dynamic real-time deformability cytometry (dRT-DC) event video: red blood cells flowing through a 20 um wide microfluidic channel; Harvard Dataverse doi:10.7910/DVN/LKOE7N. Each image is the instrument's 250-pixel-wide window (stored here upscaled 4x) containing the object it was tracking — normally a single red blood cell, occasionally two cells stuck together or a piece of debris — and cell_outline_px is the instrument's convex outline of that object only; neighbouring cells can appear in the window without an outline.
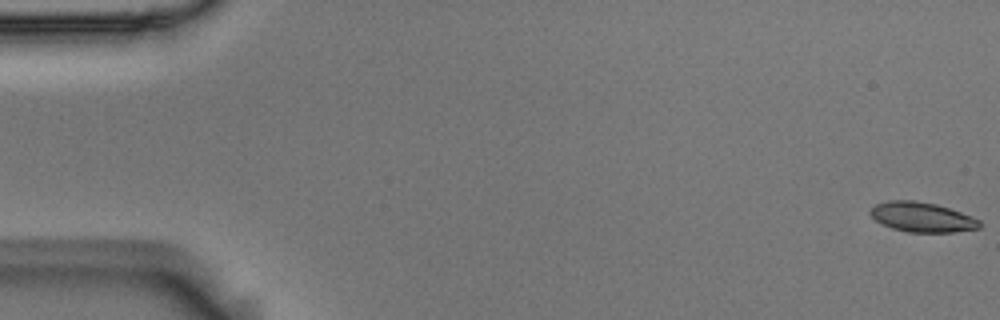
{"species": "Egyptian fruit bat (a non-hibernating species)", "species_latin": "Rousettus aegyptiacus", "temperature_condition": "room temperature", "stored_images_in_passage": 55, "camera_frame_rate_fps": 3000, "um_per_image_px": 0.085, "animal": {"sex": "male"}, "frame": {"image": 1, "passage_image": 1, "time_ms": 0.0, "image_size_px": [1000, 320], "cell_outline_px": [[980, 228], [952, 232], [908, 232], [892, 228], [876, 220], [868, 212], [876, 204], [888, 200], [916, 200], [936, 204], [972, 216], [980, 220]], "centroid_in_image_um": [78.37, 18.45], "position_along_channel_um": 6.6, "area_um2": 18.84}}
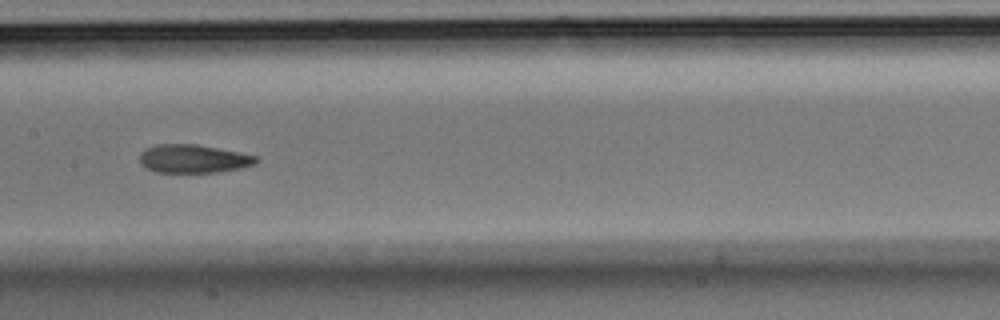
{"frame": {"image": 2, "passage_image": 28, "time_ms": 9.0, "image_size_px": [1000, 320], "cell_outline_px": [[260, 160], [256, 164], [244, 168], [216, 172], [156, 172], [140, 164], [140, 152], [156, 144], [196, 144], [256, 156]], "centroid_in_image_um": [16.45, 13.5], "position_along_channel_um": 190.9, "area_um2": 19.13}}
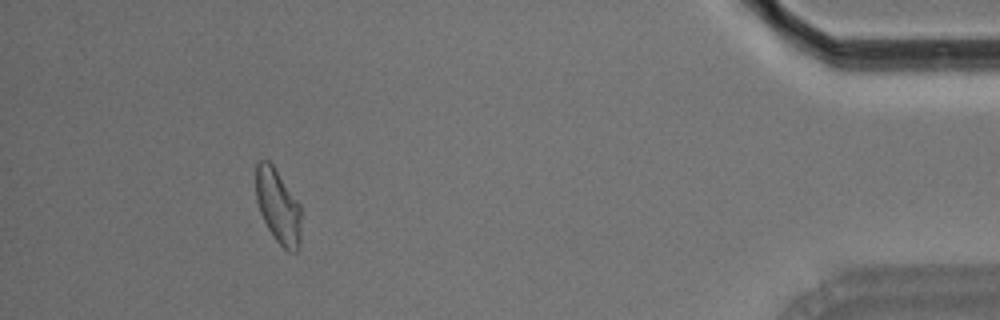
{"frame": {"image": 3, "passage_image": 51, "time_ms": 16.667, "image_size_px": [1000, 320], "cell_outline_px": [[300, 244], [296, 252], [288, 252], [276, 240], [268, 228], [260, 212], [256, 200], [256, 164], [260, 160], [268, 160], [272, 164], [300, 204]], "centroid_in_image_um": [23.63, 17.54], "position_along_channel_um": 411.6, "area_um2": 19.42}, "authors_computed_cell_mechanics": {"area_um2": 19.652, "velocity_mm_per_s": 3.6531, "shape_relaxation_time_tau1_ms": 4.6339, "shape_relaxation_time_tau2_ms": 2.2519, "deformation_change_tau1": 0.1571, "deformation_change_tau2": 0.0929}}